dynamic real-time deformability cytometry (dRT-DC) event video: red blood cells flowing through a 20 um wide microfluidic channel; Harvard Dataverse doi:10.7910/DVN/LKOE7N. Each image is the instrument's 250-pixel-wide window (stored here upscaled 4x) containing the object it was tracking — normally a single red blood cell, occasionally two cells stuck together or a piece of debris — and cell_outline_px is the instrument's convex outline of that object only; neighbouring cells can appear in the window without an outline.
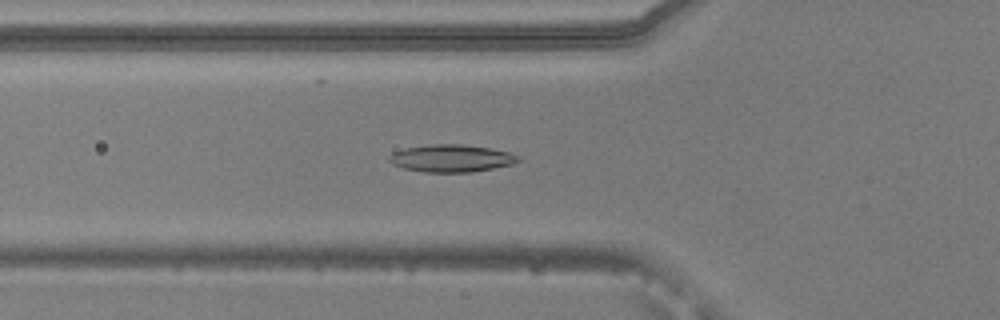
{"species": "common noctule bat (a hibernating species)", "species_latin": "Nyctalus noctula", "temperature_condition": "warm", "stored_images_in_passage": 53, "camera_frame_rate_fps": 3000, "um_per_image_px": 0.085, "animal": {"sex": "male", "body_mass_g": 20.5, "forearm_length_mm": 52.5}, "frame": {"image": 1, "passage_image": 19, "time_ms": 6.0, "image_size_px": [1000, 320], "cell_outline_px": [[520, 160], [512, 164], [472, 172], [424, 172], [404, 168], [392, 164], [388, 160], [388, 156], [392, 152], [404, 148], [432, 144], [464, 144], [492, 148], [508, 152], [520, 156]], "centroid_in_image_um": [38.35, 13.44], "position_along_channel_um": 87.5, "area_um2": 20.69}}
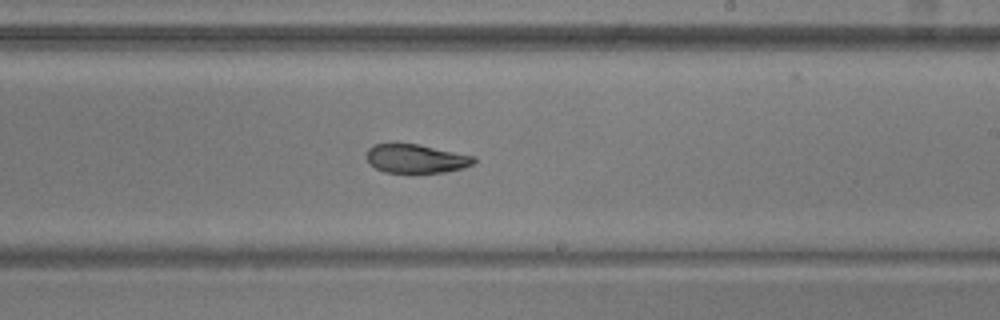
{"frame": {"image": 2, "passage_image": 32, "time_ms": 10.333, "image_size_px": [1000, 320], "cell_outline_px": [[476, 160], [472, 164], [460, 168], [444, 172], [384, 172], [368, 164], [364, 156], [368, 148], [372, 144], [416, 144], [476, 156]], "centroid_in_image_um": [35.29, 13.48], "position_along_channel_um": 253.7, "area_um2": 17.92}}
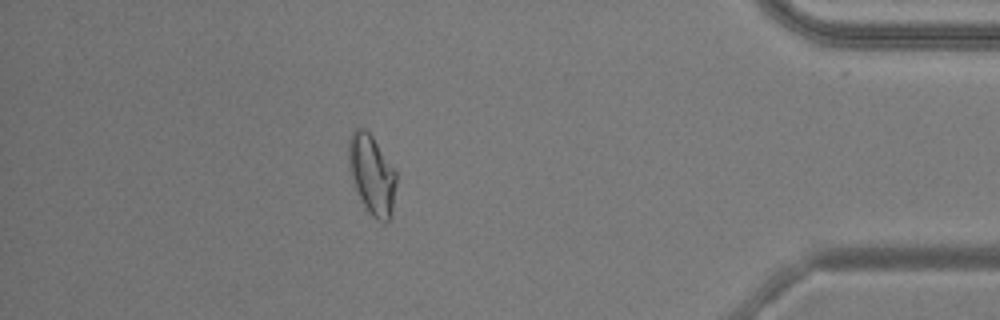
{"frame": {"image": 3, "passage_image": 47, "time_ms": 15.333, "image_size_px": [1000, 320], "cell_outline_px": [[396, 184], [392, 212], [388, 220], [384, 224], [376, 220], [368, 212], [356, 192], [348, 164], [348, 140], [352, 132], [356, 128], [364, 128], [372, 136], [396, 172]], "centroid_in_image_um": [31.59, 14.86], "position_along_channel_um": 403.6, "area_um2": 22.08}, "authors_computed_cell_mechanics": {"area_um2": 20.519, "velocity_mm_per_s": 3.814, "shape_relaxation_time_tau1_ms": null, "shape_relaxation_time_tau2_ms": 2.9621, "deformation_change_tau1": null, "deformation_change_tau2": 0.0918}}